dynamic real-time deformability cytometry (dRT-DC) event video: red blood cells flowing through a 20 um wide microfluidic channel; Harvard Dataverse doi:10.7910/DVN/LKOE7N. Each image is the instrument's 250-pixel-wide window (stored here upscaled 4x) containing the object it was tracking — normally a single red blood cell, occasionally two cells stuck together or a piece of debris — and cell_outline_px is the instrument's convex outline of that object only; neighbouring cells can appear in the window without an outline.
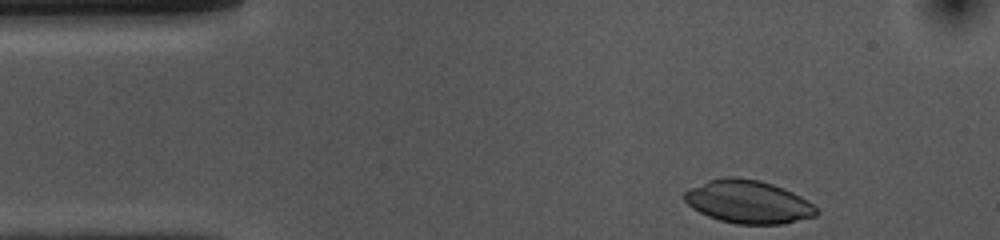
{"species": "common noctule bat (a hibernating species)", "species_latin": "Nyctalus noctula", "temperature_condition": "cold", "stored_images_in_passage": 36, "camera_frame_rate_fps": 3000, "um_per_image_px": 0.085, "animal": {"sex": "female", "body_mass_g": 10.0, "forearm_length_mm": 53.1}, "frame": {"image": 1, "passage_image": 1, "time_ms": 0.0, "image_size_px": [1000, 240], "cell_outline_px": [[820, 212], [816, 216], [784, 224], [736, 224], [720, 220], [708, 216], [692, 208], [684, 200], [684, 192], [708, 180], [724, 176], [736, 176], [760, 180], [784, 188], [808, 200]], "centroid_in_image_um": [63.62, 17.15], "position_along_channel_um": 21.4, "area_um2": 33.23}}
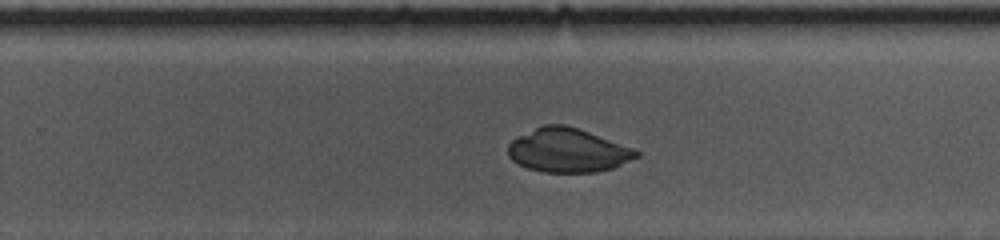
{"frame": {"image": 2, "passage_image": 27, "time_ms": 8.667, "image_size_px": [1000, 240], "cell_outline_px": [[640, 156], [612, 168], [596, 172], [544, 172], [528, 168], [512, 160], [508, 156], [508, 144], [512, 140], [544, 124], [564, 124], [588, 132], [632, 148], [640, 152]], "centroid_in_image_um": [48.26, 12.79], "position_along_channel_um": 281.5, "area_um2": 32.31}}
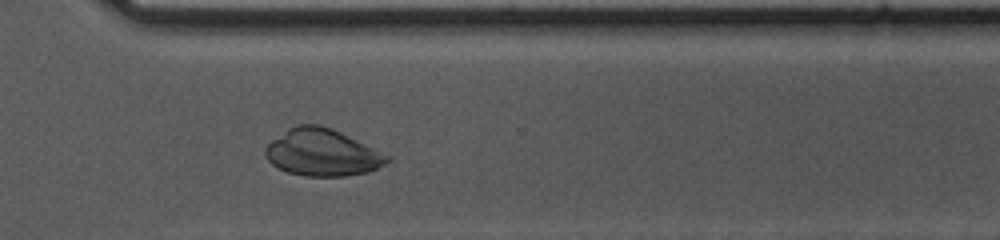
{"frame": {"image": 3, "passage_image": 32, "time_ms": 10.333, "image_size_px": [1000, 240], "cell_outline_px": [[392, 160], [368, 172], [344, 176], [304, 176], [288, 172], [272, 164], [264, 156], [264, 148], [272, 140], [288, 128], [296, 124], [320, 124], [332, 128], [392, 156]], "centroid_in_image_um": [27.4, 12.96], "position_along_channel_um": 343.2, "area_um2": 33.52}}